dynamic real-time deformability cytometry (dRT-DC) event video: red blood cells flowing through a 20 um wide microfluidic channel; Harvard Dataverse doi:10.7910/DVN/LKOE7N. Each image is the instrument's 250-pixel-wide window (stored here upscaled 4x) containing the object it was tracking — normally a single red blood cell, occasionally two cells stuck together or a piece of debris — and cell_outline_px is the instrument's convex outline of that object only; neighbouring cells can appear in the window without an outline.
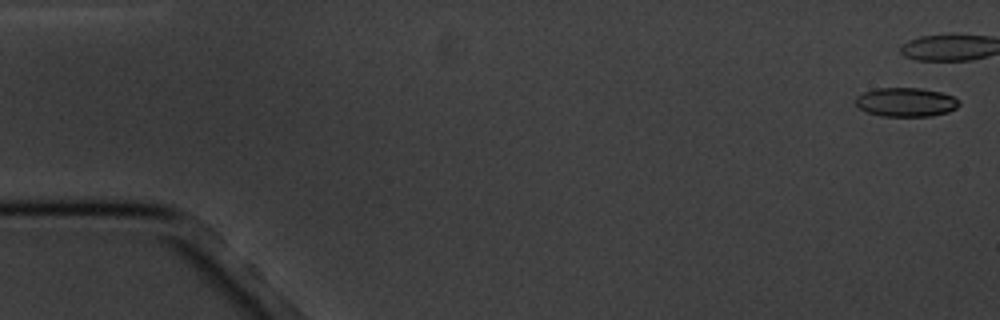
{"species": "common noctule bat (a hibernating species)", "species_latin": "Nyctalus noctula", "temperature_condition": "cold", "stored_images_in_passage": 17, "camera_frame_rate_fps": 3000, "um_per_image_px": 0.085, "animal": {"sex": "male", "body_mass_g": 20.1, "forearm_length_mm": 53.5}, "frame": {"image": 1, "passage_image": 1, "time_ms": 0.0, "image_size_px": [1000, 320], "cell_outline_px": [[960, 104], [956, 108], [948, 112], [932, 116], [880, 116], [868, 112], [860, 108], [856, 104], [856, 96], [864, 92], [876, 88], [920, 88], [940, 92], [952, 96], [960, 100]], "centroid_in_image_um": [77.02, 8.68], "position_along_channel_um": 8.0, "area_um2": 17.46}, "authors_computed_cell_mechanics": {"area_um2": 17.8602, "velocity_mm_per_s": 3.4447, "shape_relaxation_time_tau1_ms": 3.6396, "shape_relaxation_time_tau2_ms": 2.6448, "deformation_change_tau1": 0.1263, "deformation_change_tau2": 0.1021}}